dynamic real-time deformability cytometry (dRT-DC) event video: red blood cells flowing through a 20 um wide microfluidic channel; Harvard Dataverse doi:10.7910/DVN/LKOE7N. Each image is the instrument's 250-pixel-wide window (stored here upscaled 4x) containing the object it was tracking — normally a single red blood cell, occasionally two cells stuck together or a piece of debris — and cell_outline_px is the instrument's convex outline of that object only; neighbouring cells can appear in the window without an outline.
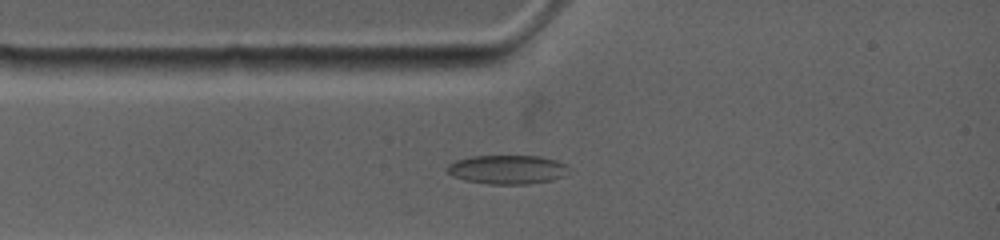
{"species": "common noctule bat (a hibernating species)", "species_latin": "Nyctalus noctula", "temperature_condition": "warm", "stored_images_in_passage": 15, "camera_frame_rate_fps": 4500, "um_per_image_px": 0.085, "animal": {"sex": "female", "body_mass_g": 19.0, "forearm_length_mm": 53.3}, "frame": {"image": 1, "passage_image": 5, "time_ms": 1.333, "image_size_px": [1000, 240], "cell_outline_px": [[568, 164], [564, 176], [552, 180], [528, 184], [488, 184], [464, 180], [452, 176], [448, 172], [448, 164], [456, 160], [472, 156], [540, 156], [556, 160]], "centroid_in_image_um": [43.12, 14.41], "position_along_channel_um": 41.9, "area_um2": 20.52}}
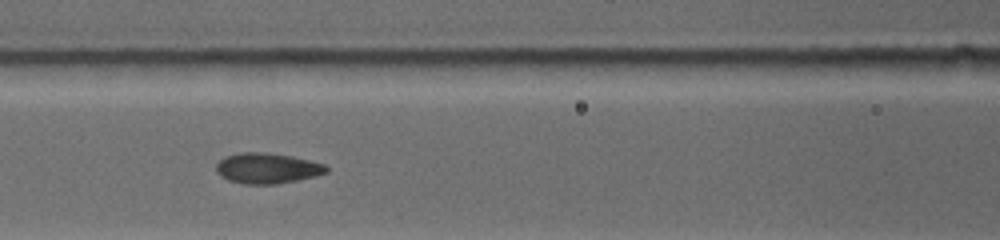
{"frame": {"image": 2, "passage_image": 11, "time_ms": 4.0, "image_size_px": [1000, 240], "cell_outline_px": [[328, 172], [296, 180], [276, 184], [244, 184], [228, 180], [220, 176], [216, 172], [216, 164], [224, 156], [240, 152], [264, 152], [292, 156], [324, 164], [328, 168]], "centroid_in_image_um": [22.66, 14.29], "position_along_channel_um": 143.9, "area_um2": 19.54}}
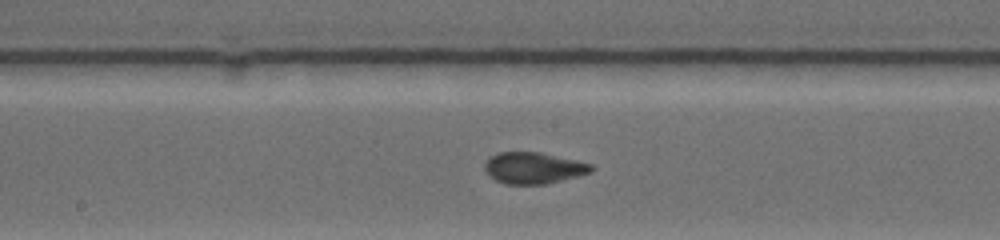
{"frame": {"image": 3, "passage_image": 14, "time_ms": 5.556, "image_size_px": [1000, 240], "cell_outline_px": [[592, 172], [544, 184], [504, 184], [488, 176], [484, 168], [484, 164], [488, 156], [500, 152], [540, 152], [576, 160], [592, 164]], "centroid_in_image_um": [45.29, 14.27], "position_along_channel_um": 202.9, "area_um2": 19.48}}